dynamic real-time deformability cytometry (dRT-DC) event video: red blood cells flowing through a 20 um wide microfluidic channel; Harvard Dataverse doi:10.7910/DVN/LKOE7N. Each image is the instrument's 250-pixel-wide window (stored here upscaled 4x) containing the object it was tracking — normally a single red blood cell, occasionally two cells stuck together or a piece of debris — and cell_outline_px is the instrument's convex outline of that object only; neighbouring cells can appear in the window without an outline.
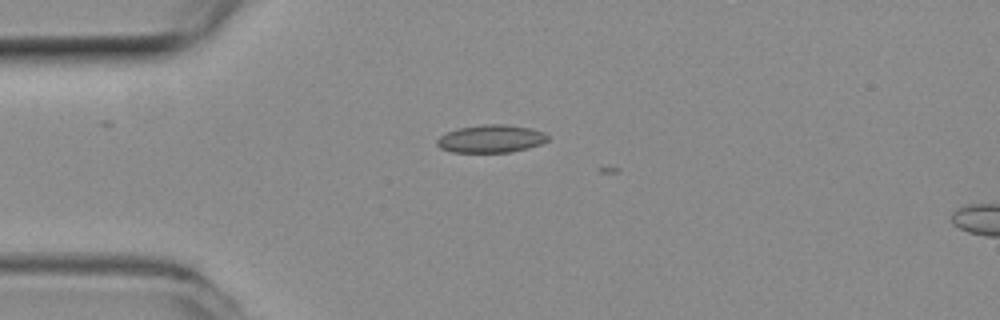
{"species": "common noctule bat (a hibernating species)", "species_latin": "Nyctalus noctula", "temperature_condition": "room temperature", "stored_images_in_passage": 2, "camera_frame_rate_fps": 3000, "um_per_image_px": 0.085, "animal": {"sex": "female", "body_mass_g": 19.3, "forearm_length_mm": 54.1}, "frame": {"image": 1, "passage_image": 1, "time_ms": 0.0, "image_size_px": [1000, 320], "cell_outline_px": [[548, 140], [540, 144], [528, 148], [512, 152], [452, 152], [440, 148], [436, 144], [436, 140], [440, 136], [448, 132], [460, 128], [484, 124], [504, 124], [528, 128], [544, 132], [548, 136]], "centroid_in_image_um": [41.72, 11.8], "position_along_channel_um": 43.3, "area_um2": 17.8}}